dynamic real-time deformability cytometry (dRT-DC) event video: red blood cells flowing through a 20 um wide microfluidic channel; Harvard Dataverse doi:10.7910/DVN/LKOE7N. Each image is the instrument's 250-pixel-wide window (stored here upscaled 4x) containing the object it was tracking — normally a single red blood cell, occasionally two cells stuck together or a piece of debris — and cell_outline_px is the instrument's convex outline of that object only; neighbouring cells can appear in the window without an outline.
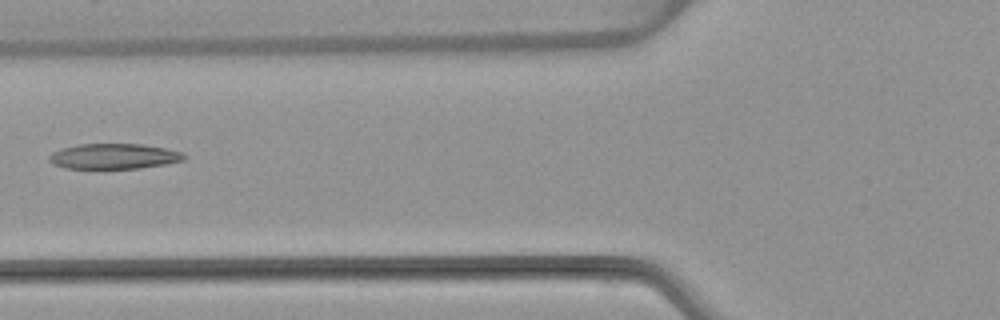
{"species": "common noctule bat (a hibernating species)", "species_latin": "Nyctalus noctula", "temperature_condition": "warm", "stored_images_in_passage": 7, "camera_frame_rate_fps": 3000, "um_per_image_px": 0.085, "animal": {"sex": "female", "body_mass_g": 22.7, "forearm_length_mm": 54.2}, "frame": {"image": 1, "passage_image": 6, "time_ms": 6.0, "image_size_px": [1000, 320], "cell_outline_px": [[188, 156], [184, 160], [164, 164], [140, 168], [64, 168], [52, 164], [48, 160], [48, 156], [52, 152], [64, 148], [80, 144], [140, 144], [164, 148], [184, 152]], "centroid_in_image_um": [9.69, 13.28], "position_along_channel_um": 116.1, "area_um2": 19.88}}
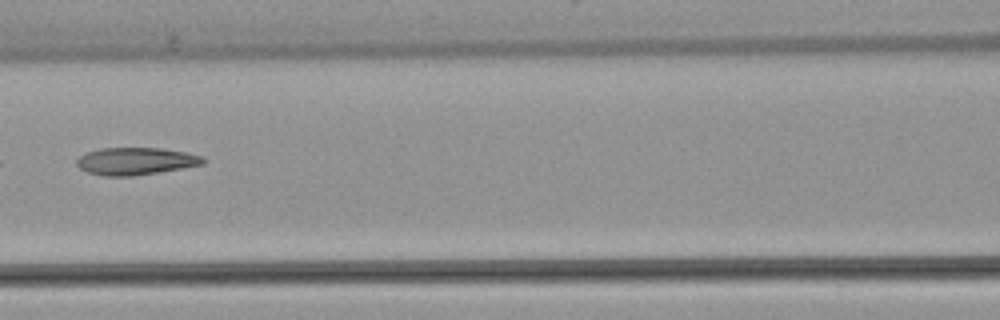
{"frame": {"image": 2, "passage_image": 7, "time_ms": 7.0, "image_size_px": [1000, 320], "cell_outline_px": [[208, 160], [204, 164], [132, 176], [104, 176], [88, 172], [80, 168], [76, 164], [76, 160], [80, 156], [88, 152], [100, 148], [160, 148], [188, 152], [204, 156]], "centroid_in_image_um": [11.57, 13.69], "position_along_channel_um": 155.0, "area_um2": 20.11}}